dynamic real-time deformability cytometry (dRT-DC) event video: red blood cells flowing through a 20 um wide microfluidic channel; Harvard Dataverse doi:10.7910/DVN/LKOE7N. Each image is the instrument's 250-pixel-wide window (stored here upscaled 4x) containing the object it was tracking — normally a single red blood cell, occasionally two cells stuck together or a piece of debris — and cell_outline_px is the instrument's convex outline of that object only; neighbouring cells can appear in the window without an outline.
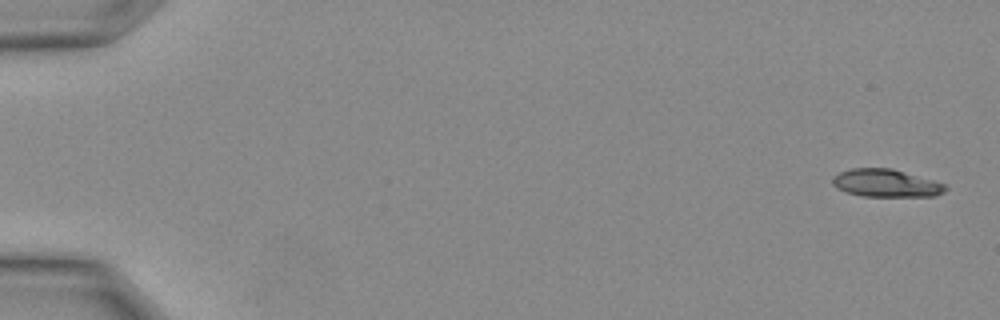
{"species": "Egyptian fruit bat (a non-hibernating species)", "species_latin": "Rousettus aegyptiacus", "temperature_condition": "warm", "stored_images_in_passage": 11, "camera_frame_rate_fps": 3000, "um_per_image_px": 0.085, "animal": {"sex": "female"}, "frame": {"image": 1, "passage_image": 1, "time_ms": 0.0, "image_size_px": [1000, 320], "cell_outline_px": [[948, 188], [944, 192], [936, 196], [860, 196], [836, 188], [832, 184], [832, 176], [840, 172], [852, 168], [892, 168], [932, 180], [944, 184]], "centroid_in_image_um": [75.28, 15.57], "position_along_channel_um": 9.7, "area_um2": 18.21}}
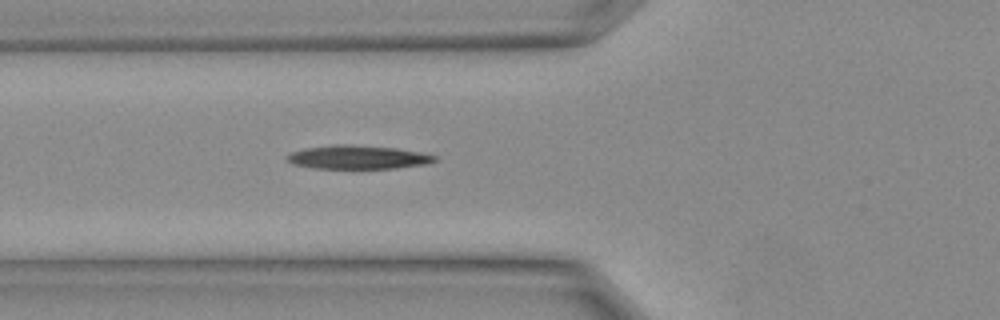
{"frame": {"image": 2, "passage_image": 11, "time_ms": 3.333, "image_size_px": [1000, 320], "cell_outline_px": [[436, 160], [428, 164], [396, 168], [316, 168], [292, 164], [284, 156], [292, 152], [304, 148], [336, 144], [348, 144], [396, 148], [436, 156]], "centroid_in_image_um": [30.38, 13.36], "position_along_channel_um": 95.4, "area_um2": 20.17}}